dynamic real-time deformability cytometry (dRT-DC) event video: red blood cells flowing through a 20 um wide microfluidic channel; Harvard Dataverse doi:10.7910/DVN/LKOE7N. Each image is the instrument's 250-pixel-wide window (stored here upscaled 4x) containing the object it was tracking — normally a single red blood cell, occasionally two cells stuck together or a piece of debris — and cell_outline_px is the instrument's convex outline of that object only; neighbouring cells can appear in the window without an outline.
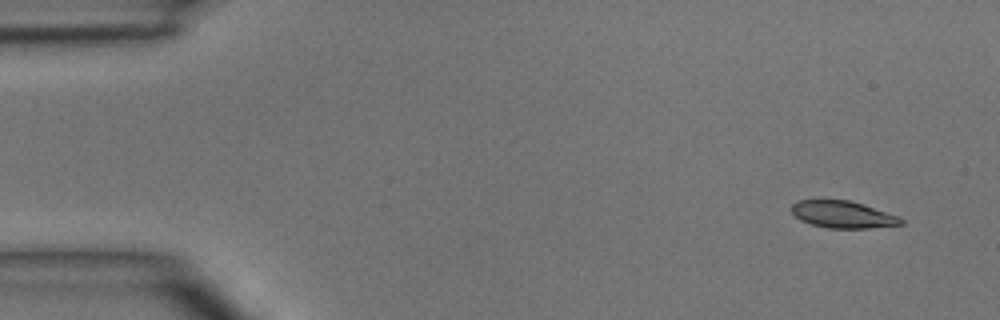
{"species": "common noctule bat (a hibernating species)", "species_latin": "Nyctalus noctula", "temperature_condition": "room temperature", "stored_images_in_passage": 5, "segment_of_instrument_passage": [1, 2], "camera_frame_rate_fps": 3000, "um_per_image_px": 0.085, "animal": {"sex": "male", "body_mass_g": 15.6}, "frame": {"image": 1, "passage_image": 1, "time_ms": 0.0, "image_size_px": [1000, 320], "cell_outline_px": [[904, 224], [868, 228], [828, 228], [812, 224], [800, 220], [792, 212], [792, 204], [796, 200], [848, 200], [900, 216], [904, 220]], "centroid_in_image_um": [71.65, 18.23], "position_along_channel_um": 13.3, "area_um2": 17.11}}
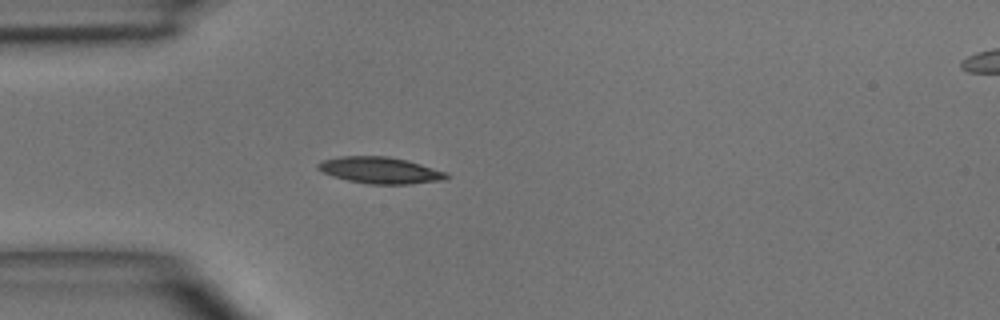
{"frame": {"image": 2, "passage_image": 4, "time_ms": 3.333, "image_size_px": [1000, 320], "cell_outline_px": [[452, 176], [444, 180], [408, 184], [372, 184], [348, 180], [324, 172], [316, 168], [316, 164], [320, 160], [340, 156], [388, 156], [420, 164], [448, 172]], "centroid_in_image_um": [32.33, 14.47], "position_along_channel_um": 52.7, "area_um2": 19.77}}